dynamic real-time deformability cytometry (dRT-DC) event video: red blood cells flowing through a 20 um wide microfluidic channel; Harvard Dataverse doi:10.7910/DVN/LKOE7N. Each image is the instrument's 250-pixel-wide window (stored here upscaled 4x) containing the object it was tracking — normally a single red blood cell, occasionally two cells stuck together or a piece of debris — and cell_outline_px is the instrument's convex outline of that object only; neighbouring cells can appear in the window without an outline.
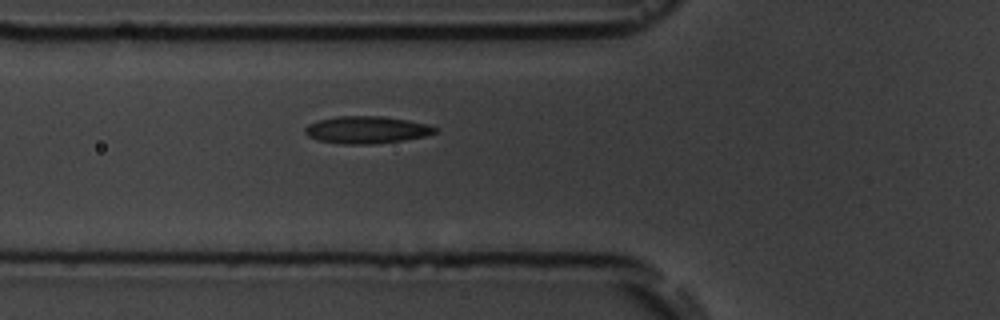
{"species": "common noctule bat (a hibernating species)", "species_latin": "Nyctalus noctula", "temperature_condition": "room temperature", "stored_images_in_passage": 6, "camera_frame_rate_fps": 3000, "um_per_image_px": 0.085, "animal": {"sex": "male", "body_mass_g": 19.5, "forearm_length_mm": 54.6}, "frame": {"image": 1, "passage_image": 6, "time_ms": 6.667, "image_size_px": [1000, 320], "cell_outline_px": [[436, 132], [424, 136], [404, 140], [372, 144], [344, 144], [316, 140], [308, 136], [304, 132], [304, 128], [308, 124], [316, 120], [336, 116], [380, 116], [408, 120], [428, 124], [436, 128]], "centroid_in_image_um": [31.11, 11.03], "position_along_channel_um": 94.7, "area_um2": 20.69}}